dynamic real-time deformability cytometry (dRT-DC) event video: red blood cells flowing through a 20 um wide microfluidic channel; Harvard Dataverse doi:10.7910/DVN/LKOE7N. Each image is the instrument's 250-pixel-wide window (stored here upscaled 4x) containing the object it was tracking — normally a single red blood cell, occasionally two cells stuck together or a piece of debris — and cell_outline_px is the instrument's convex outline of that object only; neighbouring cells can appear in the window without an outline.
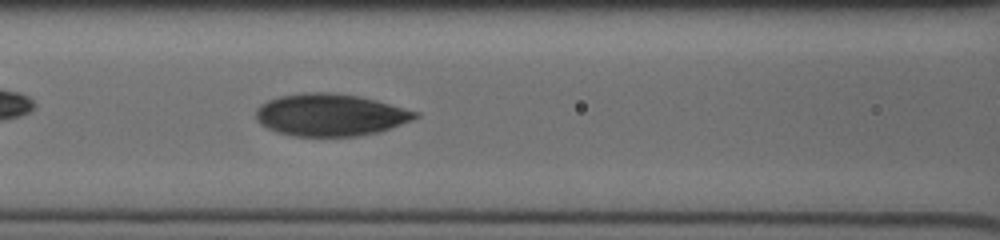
{"species": "human", "species_latin": "Homo sapiens", "temperature_condition": "cold", "stored_images_in_passage": 21, "camera_frame_rate_fps": 3000, "um_per_image_px": 0.085, "donor": {"sex": "male"}, "frame": {"image": 1, "passage_image": 18, "time_ms": 8.333, "image_size_px": [1000, 240], "cell_outline_px": [[420, 116], [412, 120], [380, 132], [360, 136], [292, 136], [276, 132], [260, 124], [256, 120], [256, 108], [260, 104], [268, 100], [280, 96], [316, 92], [320, 92], [356, 96], [376, 100], [420, 112]], "centroid_in_image_um": [28.08, 9.79], "position_along_channel_um": 138.5, "area_um2": 39.07}}
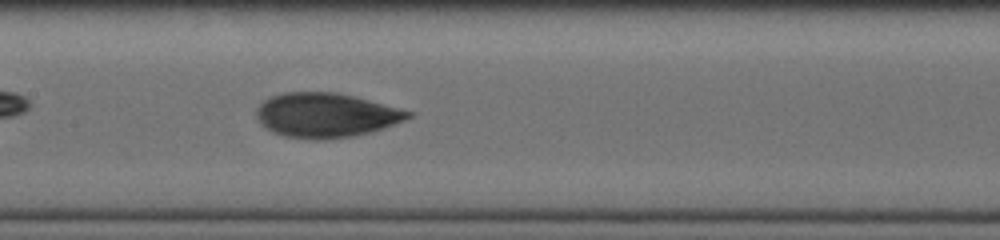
{"frame": {"image": 2, "passage_image": 21, "time_ms": 9.333, "image_size_px": [1000, 240], "cell_outline_px": [[412, 116], [404, 120], [384, 128], [372, 132], [352, 136], [320, 140], [316, 140], [284, 136], [272, 132], [260, 124], [256, 116], [256, 108], [264, 100], [272, 96], [284, 92], [336, 92], [368, 100], [412, 112]], "centroid_in_image_um": [27.65, 9.8], "position_along_channel_um": 179.7, "area_um2": 39.13}}